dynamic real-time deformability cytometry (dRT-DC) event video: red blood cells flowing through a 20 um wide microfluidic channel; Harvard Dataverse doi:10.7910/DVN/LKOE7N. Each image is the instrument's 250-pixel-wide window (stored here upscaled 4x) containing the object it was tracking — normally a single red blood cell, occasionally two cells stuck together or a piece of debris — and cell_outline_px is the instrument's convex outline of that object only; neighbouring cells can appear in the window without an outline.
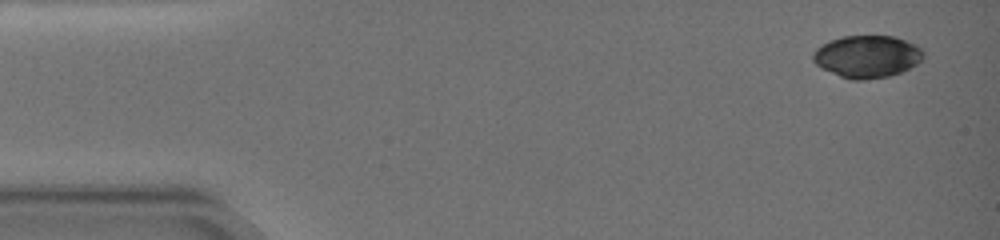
{"species": "common noctule bat (a hibernating species)", "species_latin": "Nyctalus noctula", "temperature_condition": "warm", "stored_images_in_passage": 13, "camera_frame_rate_fps": 3000, "um_per_image_px": 0.085, "animal": {"sex": "female", "body_mass_g": 19.0, "forearm_length_mm": 51.5}, "frame": {"image": 1, "passage_image": 1, "time_ms": 0.0, "image_size_px": [1000, 240], "cell_outline_px": [[924, 60], [900, 72], [888, 76], [864, 80], [852, 80], [840, 76], [816, 64], [812, 60], [812, 52], [820, 44], [828, 40], [844, 36], [896, 36], [916, 44], [924, 52]], "centroid_in_image_um": [73.71, 4.78], "position_along_channel_um": 11.3, "area_um2": 27.34}}
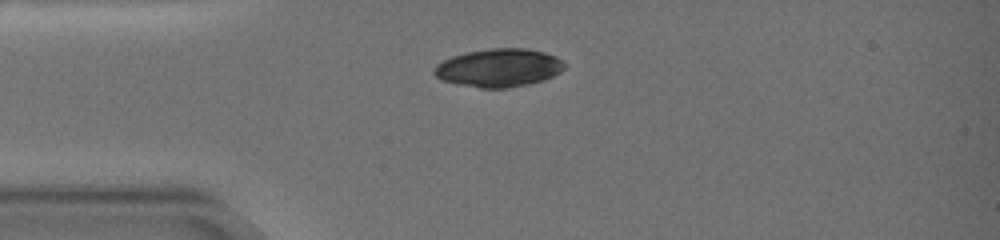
{"frame": {"image": 2, "passage_image": 6, "time_ms": 4.0, "image_size_px": [1000, 240], "cell_outline_px": [[564, 68], [560, 72], [544, 80], [528, 84], [508, 88], [480, 88], [456, 84], [440, 80], [432, 72], [432, 68], [436, 64], [452, 56], [464, 52], [492, 48], [528, 48], [544, 52], [556, 56], [564, 60]], "centroid_in_image_um": [42.37, 5.76], "position_along_channel_um": 42.6, "area_um2": 29.36}}